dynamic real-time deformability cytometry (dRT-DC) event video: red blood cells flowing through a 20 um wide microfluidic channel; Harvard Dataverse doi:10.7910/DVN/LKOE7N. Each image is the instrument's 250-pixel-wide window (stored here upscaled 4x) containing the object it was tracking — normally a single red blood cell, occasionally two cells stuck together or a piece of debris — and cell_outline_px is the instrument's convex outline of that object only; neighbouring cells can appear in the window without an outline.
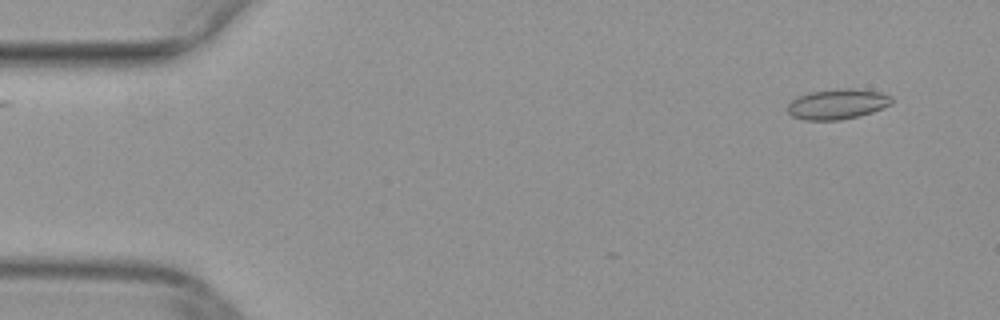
{"species": "common noctule bat (a hibernating species)", "species_latin": "Nyctalus noctula", "temperature_condition": "warm", "stored_images_in_passage": 42, "camera_frame_rate_fps": 3000, "um_per_image_px": 0.085, "animal": {"sex": "female", "body_mass_g": 29.2, "forearm_length_mm": 56.3}, "frame": {"image": 1, "passage_image": 3, "time_ms": 0.667, "image_size_px": [1000, 320], "cell_outline_px": [[892, 104], [872, 112], [840, 120], [804, 120], [792, 116], [788, 112], [788, 104], [792, 100], [800, 96], [812, 92], [848, 88], [852, 88], [880, 92], [892, 96]], "centroid_in_image_um": [71.2, 8.85], "position_along_channel_um": 13.8, "area_um2": 18.09}}
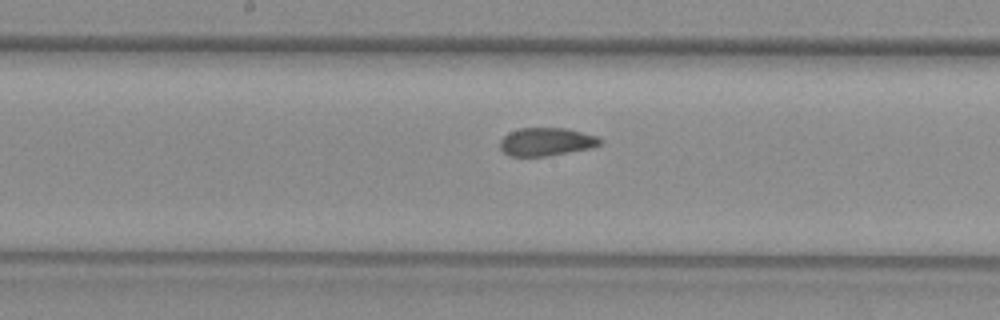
{"frame": {"image": 2, "passage_image": 25, "time_ms": 8.0, "image_size_px": [1000, 320], "cell_outline_px": [[600, 144], [592, 148], [544, 156], [508, 156], [500, 148], [500, 140], [504, 136], [520, 128], [568, 128], [596, 136], [600, 140]], "centroid_in_image_um": [46.42, 12.05], "position_along_channel_um": 201.8, "area_um2": 16.18}}
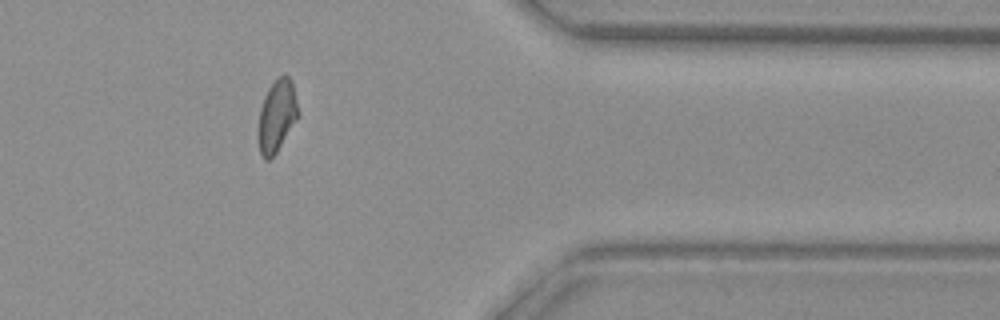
{"frame": {"image": 3, "passage_image": 40, "time_ms": 13.0, "image_size_px": [1000, 320], "cell_outline_px": [[300, 116], [276, 152], [268, 160], [264, 160], [260, 156], [256, 132], [260, 108], [264, 96], [268, 88], [276, 76], [288, 76], [292, 80]], "centroid_in_image_um": [23.51, 9.86], "position_along_channel_um": 387.9, "area_um2": 17.28}}